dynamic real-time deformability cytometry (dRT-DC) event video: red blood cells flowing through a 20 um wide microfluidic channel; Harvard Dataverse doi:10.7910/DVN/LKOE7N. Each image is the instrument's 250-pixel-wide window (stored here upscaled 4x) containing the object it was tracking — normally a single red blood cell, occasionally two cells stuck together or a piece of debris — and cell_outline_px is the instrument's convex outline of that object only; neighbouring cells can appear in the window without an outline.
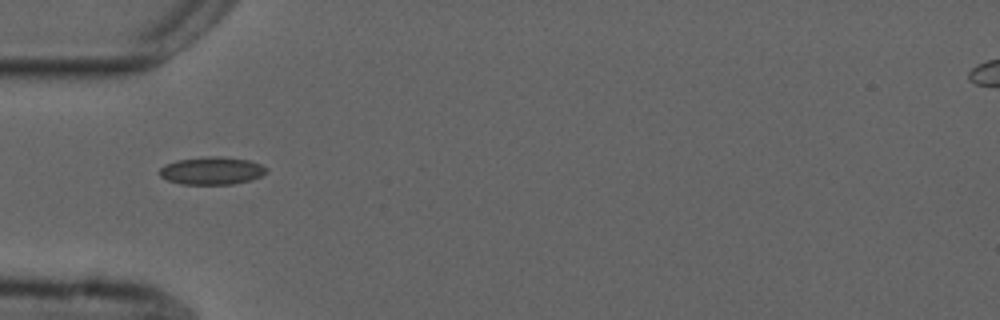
{"species": "common noctule bat (a hibernating species)", "species_latin": "Nyctalus noctula", "temperature_condition": "cold", "stored_images_in_passage": 3, "camera_frame_rate_fps": 3000, "um_per_image_px": 0.085, "animal": {"sex": "male", "forearm_length_mm": 52.5}, "frame": {"image": 1, "passage_image": 1, "time_ms": 0.0, "image_size_px": [1000, 320], "cell_outline_px": [[268, 172], [252, 180], [232, 184], [180, 184], [168, 180], [160, 176], [160, 168], [164, 164], [176, 160], [212, 156], [220, 156], [248, 160], [260, 164], [268, 168]], "centroid_in_image_um": [18.01, 14.51], "position_along_channel_um": 67.0, "area_um2": 17.28}}
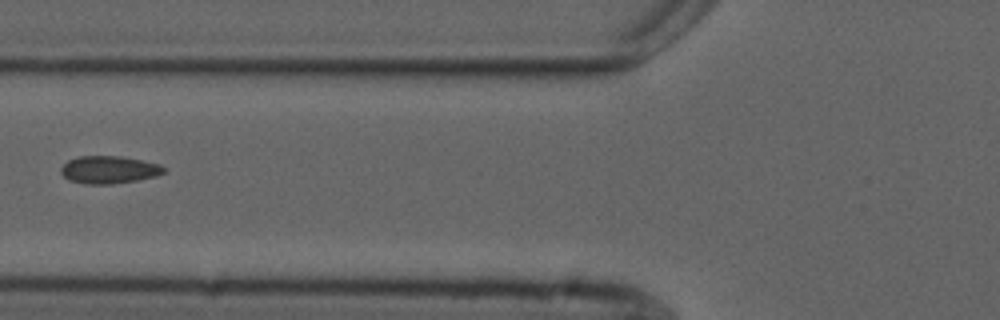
{"frame": {"image": 2, "passage_image": 2, "time_ms": 1.333, "image_size_px": [1000, 320], "cell_outline_px": [[164, 172], [156, 176], [136, 180], [112, 184], [84, 184], [68, 180], [60, 172], [60, 168], [68, 160], [80, 156], [120, 156], [160, 164], [164, 168]], "centroid_in_image_um": [9.22, 14.43], "position_along_channel_um": 116.6, "area_um2": 16.47}}
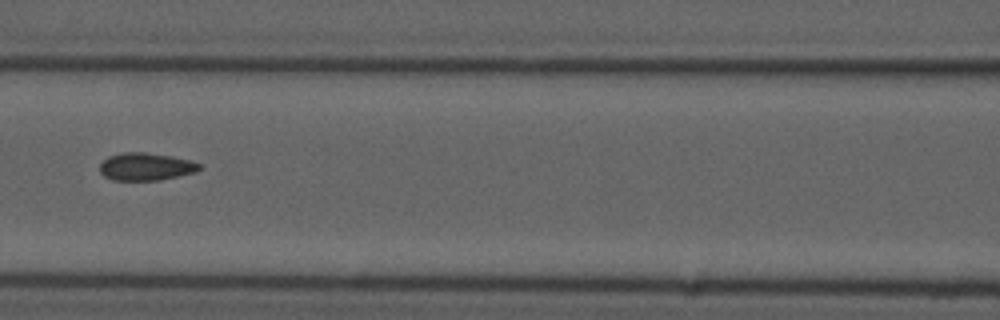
{"frame": {"image": 3, "passage_image": 3, "time_ms": 2.333, "image_size_px": [1000, 320], "cell_outline_px": [[200, 168], [196, 172], [160, 180], [112, 180], [104, 176], [100, 172], [100, 164], [108, 156], [124, 152], [144, 152], [172, 156], [192, 160], [200, 164]], "centroid_in_image_um": [12.4, 14.16], "position_along_channel_um": 154.2, "area_um2": 16.07}}